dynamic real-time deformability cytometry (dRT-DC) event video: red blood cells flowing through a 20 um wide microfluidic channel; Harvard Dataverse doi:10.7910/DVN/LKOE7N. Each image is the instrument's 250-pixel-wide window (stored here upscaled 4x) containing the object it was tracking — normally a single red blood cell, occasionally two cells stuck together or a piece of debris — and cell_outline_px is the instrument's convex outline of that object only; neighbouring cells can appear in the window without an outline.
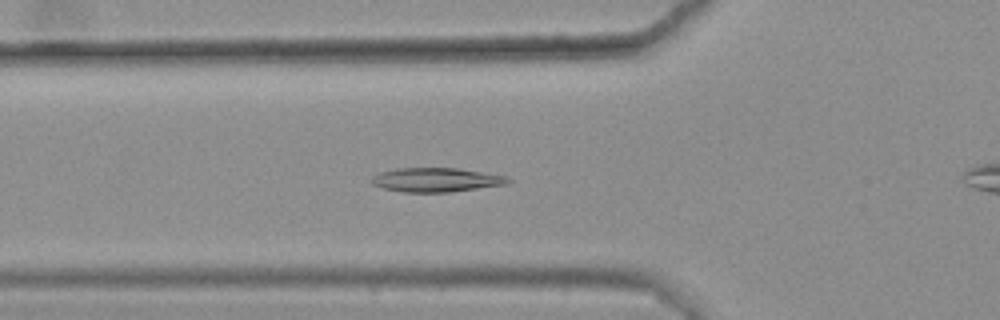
{"species": "common noctule bat (a hibernating species)", "species_latin": "Nyctalus noctula", "temperature_condition": "warm", "stored_images_in_passage": 42, "camera_frame_rate_fps": 3000, "um_per_image_px": 0.085, "animal": {"sex": "female", "body_mass_g": 25.1}, "frame": {"image": 1, "passage_image": 18, "time_ms": 5.667, "image_size_px": [1000, 320], "cell_outline_px": [[512, 180], [508, 184], [448, 192], [404, 192], [384, 188], [372, 184], [372, 176], [380, 172], [396, 168], [456, 168], [508, 176]], "centroid_in_image_um": [37.09, 15.28], "position_along_channel_um": 88.7, "area_um2": 19.07}}
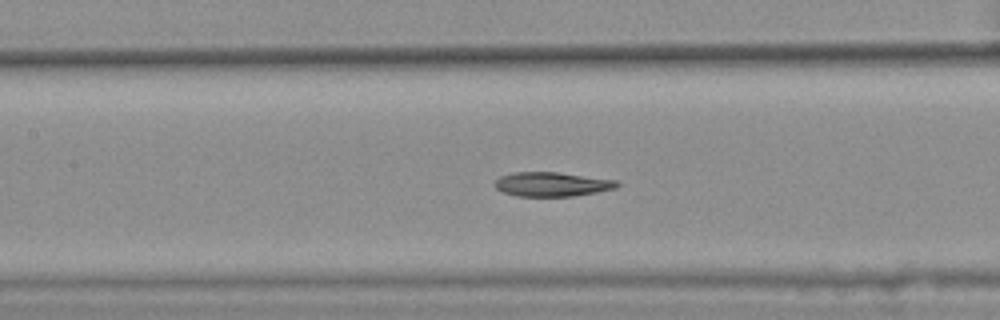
{"frame": {"image": 2, "passage_image": 24, "time_ms": 7.667, "image_size_px": [1000, 320], "cell_outline_px": [[620, 184], [616, 188], [596, 192], [572, 196], [516, 196], [504, 192], [496, 188], [492, 184], [500, 176], [516, 172], [556, 172], [616, 180]], "centroid_in_image_um": [46.89, 15.66], "position_along_channel_um": 160.5, "area_um2": 17.17}}
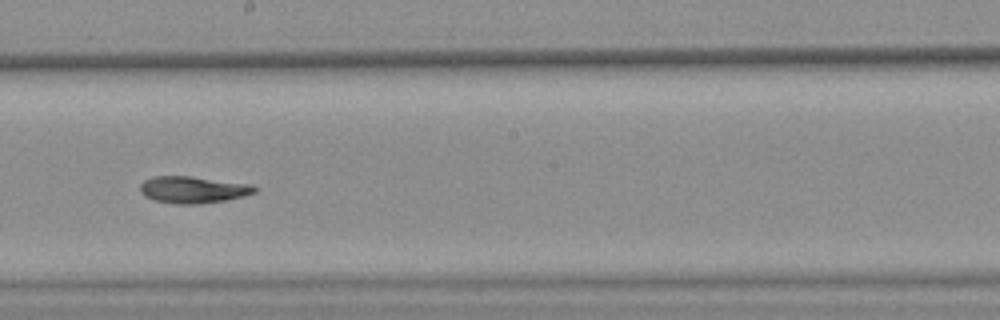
{"frame": {"image": 3, "passage_image": 30, "time_ms": 9.667, "image_size_px": [1000, 320], "cell_outline_px": [[256, 192], [244, 196], [224, 200], [200, 204], [172, 204], [152, 200], [144, 196], [140, 192], [140, 184], [144, 180], [152, 176], [192, 176], [252, 184], [256, 188]], "centroid_in_image_um": [16.37, 16.12], "position_along_channel_um": 231.8, "area_um2": 18.15}, "authors_computed_cell_mechanics": {"area_um2": 18.2359, "velocity_mm_per_s": 3.5786, "shape_relaxation_time_tau1_ms": null, "shape_relaxation_time_tau2_ms": 8.8437, "deformation_change_tau1": null, "deformation_change_tau2": 0.1247}}